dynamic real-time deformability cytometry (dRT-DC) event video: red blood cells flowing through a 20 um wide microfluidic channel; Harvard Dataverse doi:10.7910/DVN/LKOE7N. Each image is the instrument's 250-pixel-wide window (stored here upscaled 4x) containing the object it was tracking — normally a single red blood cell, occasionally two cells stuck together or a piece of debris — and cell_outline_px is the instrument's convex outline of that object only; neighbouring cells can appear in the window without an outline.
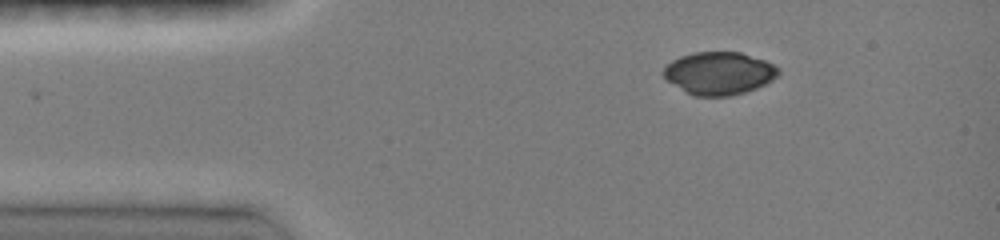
{"species": "common noctule bat (a hibernating species)", "species_latin": "Nyctalus noctula", "temperature_condition": "room temperature", "stored_images_in_passage": 7, "camera_frame_rate_fps": 3000, "um_per_image_px": 0.085, "animal": {"sex": "female", "body_mass_g": 19.0, "forearm_length_mm": 51.5}, "frame": {"image": 1, "passage_image": 1, "time_ms": 0.0, "image_size_px": [1000, 240], "cell_outline_px": [[780, 72], [772, 80], [756, 88], [732, 96], [692, 96], [668, 80], [660, 72], [672, 60], [680, 56], [692, 52], [740, 52], [764, 60], [780, 68]], "centroid_in_image_um": [61.11, 6.22], "position_along_channel_um": 23.9, "area_um2": 28.55}}